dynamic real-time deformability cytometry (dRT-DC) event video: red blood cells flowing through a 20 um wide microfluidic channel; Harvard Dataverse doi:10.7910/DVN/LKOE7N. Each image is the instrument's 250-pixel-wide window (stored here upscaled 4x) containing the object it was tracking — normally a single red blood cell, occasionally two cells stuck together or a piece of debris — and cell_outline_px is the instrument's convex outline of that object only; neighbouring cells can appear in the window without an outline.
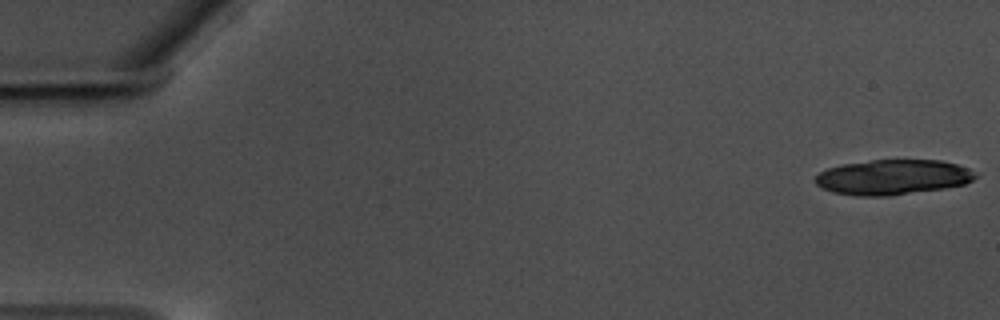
{"species": "common noctule bat (a hibernating species)", "species_latin": "Nyctalus noctula", "temperature_condition": "warm", "stored_images_in_passage": 22, "camera_frame_rate_fps": 3000, "um_per_image_px": 0.085, "animal": {"sex": "male", "body_mass_g": 17.5, "forearm_length_mm": 52.3}, "frame": {"image": 1, "passage_image": 1, "time_ms": 0.0, "image_size_px": [1000, 320], "cell_outline_px": [[980, 176], [964, 184], [944, 188], [888, 196], [856, 196], [832, 192], [816, 184], [812, 180], [820, 172], [828, 168], [844, 164], [872, 160], [940, 160], [956, 164], [968, 168]], "centroid_in_image_um": [75.88, 15.06], "position_along_channel_um": 9.1, "area_um2": 32.71}}